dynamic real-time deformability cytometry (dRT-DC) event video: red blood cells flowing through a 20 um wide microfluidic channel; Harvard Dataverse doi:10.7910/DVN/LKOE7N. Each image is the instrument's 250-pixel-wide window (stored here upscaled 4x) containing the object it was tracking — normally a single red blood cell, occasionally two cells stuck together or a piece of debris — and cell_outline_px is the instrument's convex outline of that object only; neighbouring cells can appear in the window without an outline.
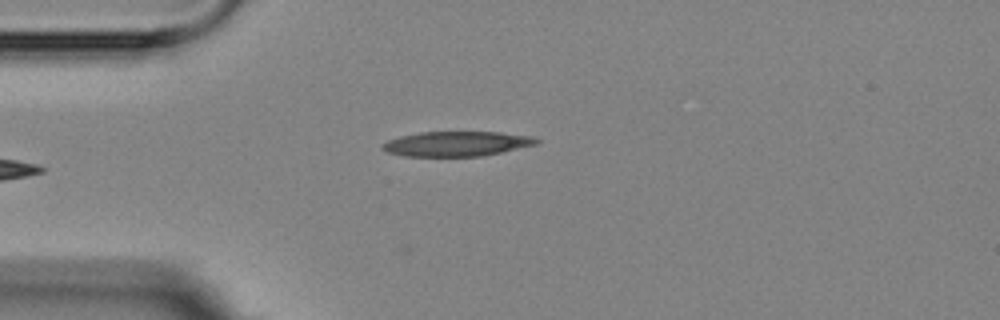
{"species": "Egyptian fruit bat (a non-hibernating species)", "species_latin": "Rousettus aegyptiacus", "temperature_condition": "room temperature", "stored_images_in_passage": 4, "camera_frame_rate_fps": 3000, "um_per_image_px": 0.085, "animal": {"sex": "female"}, "frame": {"image": 1, "passage_image": 4, "time_ms": 3.333, "image_size_px": [1000, 320], "cell_outline_px": [[540, 140], [536, 144], [500, 152], [480, 156], [404, 156], [388, 152], [380, 148], [380, 144], [388, 140], [400, 136], [420, 132], [500, 132], [532, 136]], "centroid_in_image_um": [38.77, 12.21], "position_along_channel_um": 46.2, "area_um2": 22.2}}